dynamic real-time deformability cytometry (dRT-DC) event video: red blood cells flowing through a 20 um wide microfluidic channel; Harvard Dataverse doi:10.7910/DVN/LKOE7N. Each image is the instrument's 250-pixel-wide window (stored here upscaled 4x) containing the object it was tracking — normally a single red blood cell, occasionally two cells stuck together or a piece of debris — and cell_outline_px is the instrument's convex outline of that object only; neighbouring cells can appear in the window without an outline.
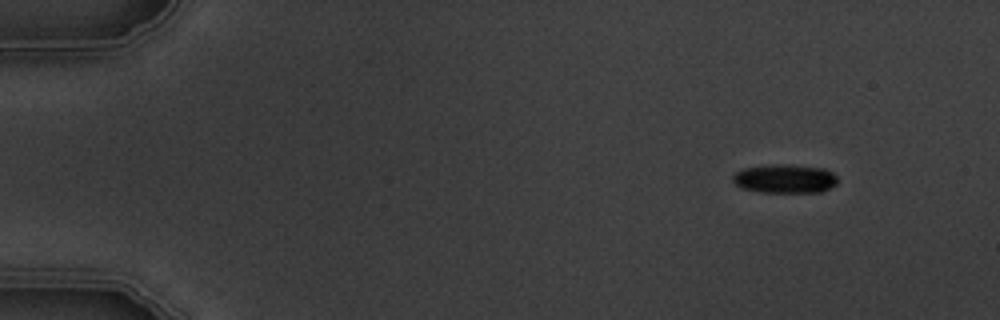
{"species": "common noctule bat (a hibernating species)", "species_latin": "Nyctalus noctula", "temperature_condition": "warm", "stored_images_in_passage": 4, "camera_frame_rate_fps": 3000, "um_per_image_px": 0.085, "animal": {"sex": "male", "body_mass_g": 19.5, "forearm_length_mm": 54.6}, "frame": {"image": 1, "passage_image": 1, "time_ms": 0.0, "image_size_px": [1000, 320], "cell_outline_px": [[836, 184], [820, 192], [760, 192], [744, 188], [736, 184], [732, 180], [732, 176], [736, 172], [744, 168], [768, 164], [796, 164], [824, 168], [832, 172], [836, 176]], "centroid_in_image_um": [66.71, 15.17], "position_along_channel_um": 18.3, "area_um2": 17.69}}
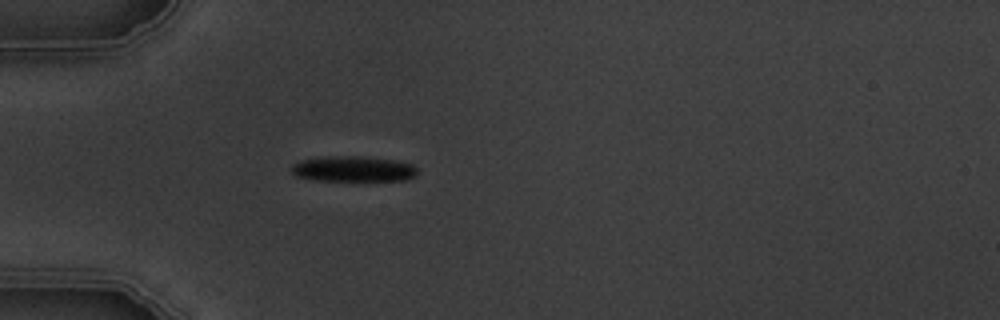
{"frame": {"image": 2, "passage_image": 4, "time_ms": 3.667, "image_size_px": [1000, 320], "cell_outline_px": [[416, 176], [408, 180], [316, 180], [296, 176], [288, 168], [292, 164], [300, 160], [320, 156], [364, 156], [396, 160], [412, 164], [416, 168]], "centroid_in_image_um": [29.99, 14.34], "position_along_channel_um": 55.0, "area_um2": 18.96}}